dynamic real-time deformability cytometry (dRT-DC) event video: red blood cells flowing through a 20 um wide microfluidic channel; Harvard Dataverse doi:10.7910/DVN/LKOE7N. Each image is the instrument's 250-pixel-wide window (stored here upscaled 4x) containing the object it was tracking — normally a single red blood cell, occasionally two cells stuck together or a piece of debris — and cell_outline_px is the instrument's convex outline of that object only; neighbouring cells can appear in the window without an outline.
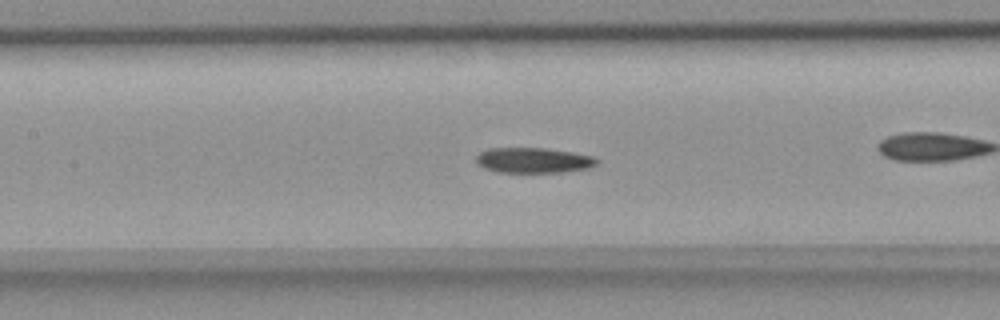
{"species": "common noctule bat (a hibernating species)", "species_latin": "Nyctalus noctula", "temperature_condition": "room temperature", "stored_images_in_passage": 44, "camera_frame_rate_fps": 3000, "um_per_image_px": 0.085, "animal": {"sex": "female", "body_mass_g": 18.4}, "frame": {"image": 1, "passage_image": 13, "time_ms": 4.0, "image_size_px": [1000, 320], "cell_outline_px": [[600, 160], [596, 164], [588, 168], [564, 172], [496, 172], [484, 168], [476, 160], [476, 156], [480, 152], [488, 148], [544, 148], [572, 152], [592, 156]], "centroid_in_image_um": [45.34, 13.62], "position_along_channel_um": 162.1, "area_um2": 17.74}}
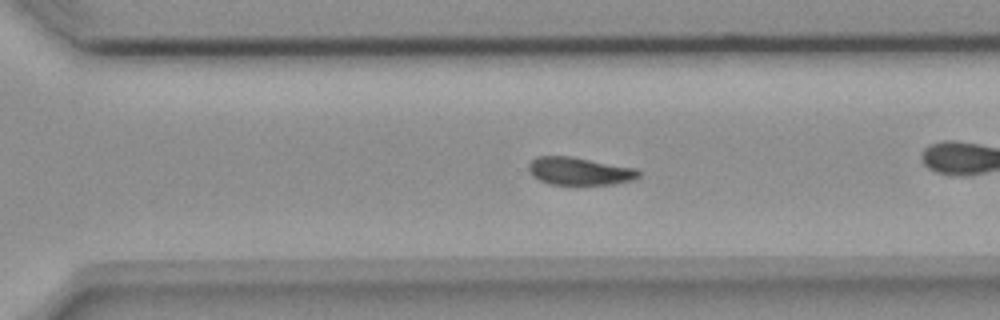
{"frame": {"image": 2, "passage_image": 26, "time_ms": 8.333, "image_size_px": [1000, 320], "cell_outline_px": [[640, 176], [632, 180], [612, 184], [548, 184], [532, 176], [528, 168], [528, 164], [536, 156], [568, 156], [636, 168], [640, 172]], "centroid_in_image_um": [49.23, 14.54], "position_along_channel_um": 321.4, "area_um2": 17.63}}
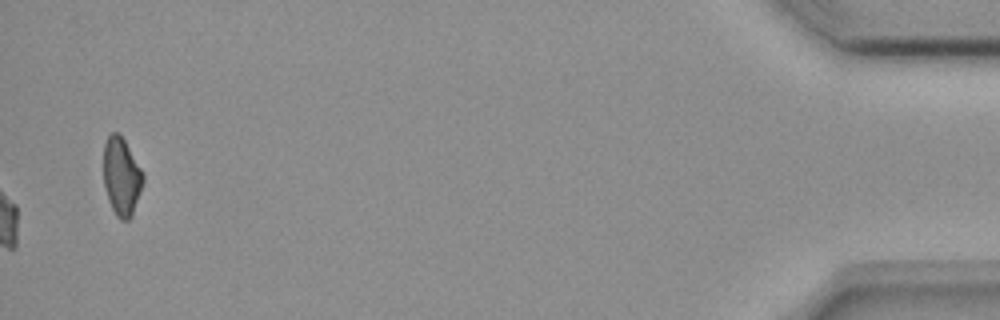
{"frame": {"image": 3, "passage_image": 44, "time_ms": 14.333, "image_size_px": [1000, 320], "cell_outline_px": [[144, 180], [132, 216], [128, 220], [120, 220], [116, 216], [108, 200], [104, 184], [104, 144], [108, 136], [112, 132], [116, 132], [124, 140], [140, 168], [144, 176]], "centroid_in_image_um": [10.32, 15.04], "position_along_channel_um": 424.9, "area_um2": 17.69}}